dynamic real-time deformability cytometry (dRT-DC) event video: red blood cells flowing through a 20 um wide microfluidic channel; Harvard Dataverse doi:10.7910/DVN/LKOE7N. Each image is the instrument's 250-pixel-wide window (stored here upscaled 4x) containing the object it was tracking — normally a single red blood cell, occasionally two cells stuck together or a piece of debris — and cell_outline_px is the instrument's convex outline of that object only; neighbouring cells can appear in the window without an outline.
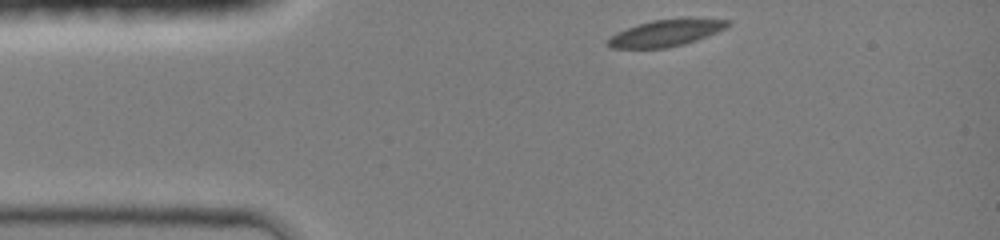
{"species": "common noctule bat (a hibernating species)", "species_latin": "Nyctalus noctula", "temperature_condition": "room temperature", "stored_images_in_passage": 34, "camera_frame_rate_fps": 3000, "um_per_image_px": 0.085, "animal": {"sex": "female", "body_mass_g": 19.0, "forearm_length_mm": 51.5}, "frame": {"image": 1, "passage_image": 1, "time_ms": 0.0, "image_size_px": [1000, 240], "cell_outline_px": [[732, 24], [708, 36], [684, 44], [668, 48], [612, 48], [604, 44], [616, 32], [652, 20], [684, 16], [732, 20]], "centroid_in_image_um": [56.67, 2.77], "position_along_channel_um": 28.3, "area_um2": 19.07}}
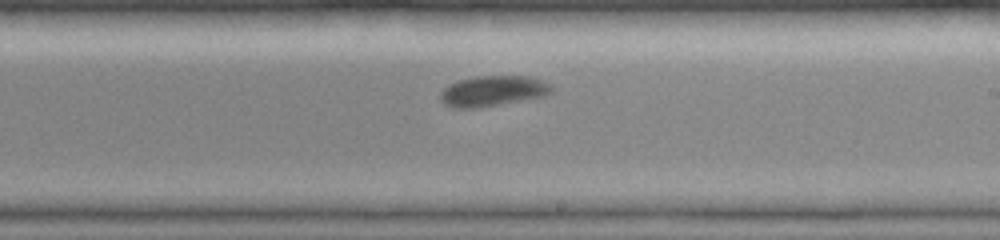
{"frame": {"image": 2, "passage_image": 20, "time_ms": 6.333, "image_size_px": [1000, 240], "cell_outline_px": [[552, 92], [544, 96], [472, 108], [452, 108], [444, 104], [440, 100], [440, 92], [448, 84], [460, 80], [476, 76], [528, 76], [552, 84]], "centroid_in_image_um": [41.86, 7.72], "position_along_channel_um": 247.1, "area_um2": 19.54}}
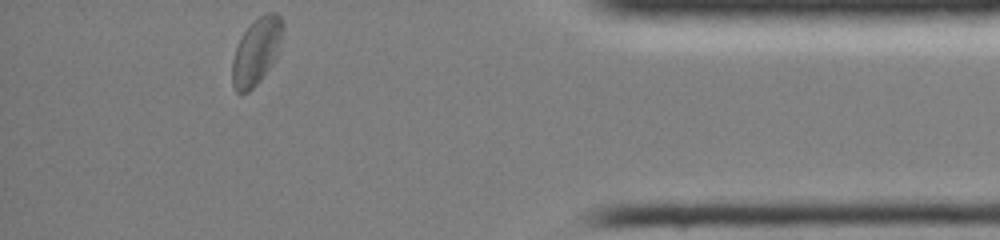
{"frame": {"image": 3, "passage_image": 34, "time_ms": 11.0, "image_size_px": [1000, 240], "cell_outline_px": [[284, 28], [272, 64], [260, 80], [248, 92], [236, 92], [232, 84], [232, 60], [236, 48], [244, 32], [260, 16], [268, 12], [276, 12], [280, 16], [284, 24]], "centroid_in_image_um": [21.79, 4.37], "position_along_channel_um": 413.4, "area_um2": 19.07}, "authors_computed_cell_mechanics": {"area_um2": 19.3052, "velocity_mm_per_s": 4.1496, "shape_relaxation_time_tau1_ms": 2.1113, "shape_relaxation_time_tau2_ms": 4.2273, "deformation_change_tau1": 0.0675, "deformation_change_tau2": 0.0556}}